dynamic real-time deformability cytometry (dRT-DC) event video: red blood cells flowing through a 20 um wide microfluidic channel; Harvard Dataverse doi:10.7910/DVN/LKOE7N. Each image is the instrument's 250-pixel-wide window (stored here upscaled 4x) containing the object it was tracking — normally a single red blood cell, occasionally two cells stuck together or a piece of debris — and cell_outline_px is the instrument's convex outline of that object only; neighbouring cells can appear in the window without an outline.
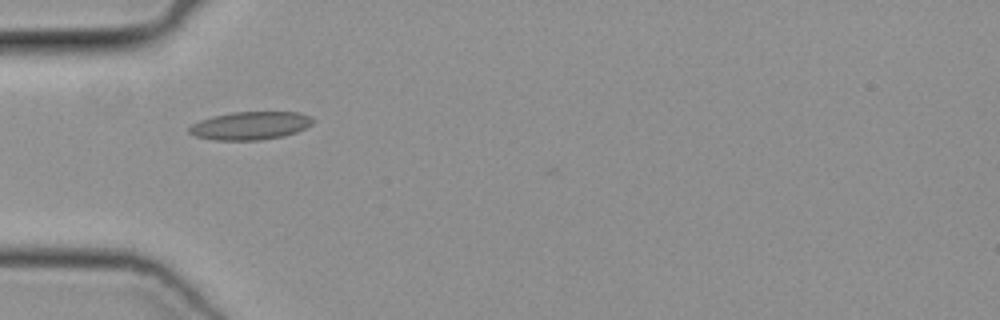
{"species": "common noctule bat (a hibernating species)", "species_latin": "Nyctalus noctula", "temperature_condition": "cold", "stored_images_in_passage": 35, "camera_frame_rate_fps": 3000, "um_per_image_px": 0.085, "animal": {"sex": "female", "body_mass_g": 19.3, "forearm_length_mm": 54.1}, "frame": {"image": 1, "passage_image": 1, "time_ms": 0.0, "image_size_px": [1000, 320], "cell_outline_px": [[316, 120], [312, 124], [296, 132], [284, 136], [260, 140], [212, 140], [196, 136], [188, 132], [188, 128], [192, 124], [200, 120], [212, 116], [232, 112], [300, 112], [312, 116]], "centroid_in_image_um": [21.29, 10.67], "position_along_channel_um": 63.7, "area_um2": 20.4}}
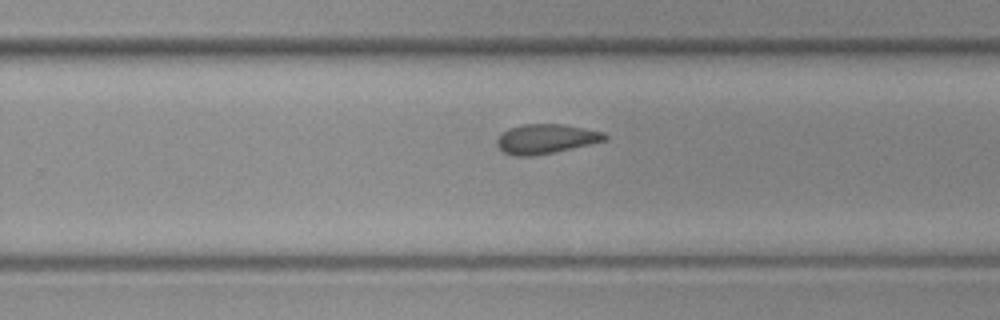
{"frame": {"image": 2, "passage_image": 17, "time_ms": 5.333, "image_size_px": [1000, 320], "cell_outline_px": [[608, 140], [552, 152], [532, 156], [512, 156], [504, 152], [496, 144], [496, 140], [508, 128], [524, 124], [560, 124], [604, 132], [608, 136]], "centroid_in_image_um": [46.39, 11.8], "position_along_channel_um": 283.4, "area_um2": 18.32}}
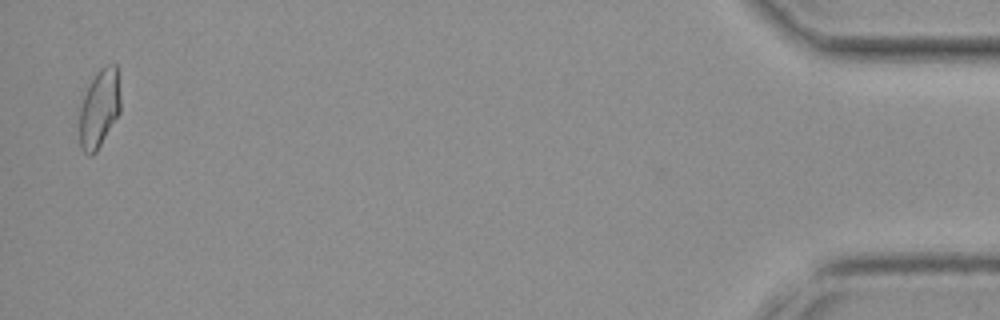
{"frame": {"image": 3, "passage_image": 34, "time_ms": 11.0, "image_size_px": [1000, 320], "cell_outline_px": [[120, 112], [96, 152], [92, 156], [88, 156], [80, 148], [80, 108], [88, 84], [96, 72], [100, 68], [108, 64], [116, 64], [120, 96]], "centroid_in_image_um": [8.44, 9.22], "position_along_channel_um": 426.8, "area_um2": 18.73}}